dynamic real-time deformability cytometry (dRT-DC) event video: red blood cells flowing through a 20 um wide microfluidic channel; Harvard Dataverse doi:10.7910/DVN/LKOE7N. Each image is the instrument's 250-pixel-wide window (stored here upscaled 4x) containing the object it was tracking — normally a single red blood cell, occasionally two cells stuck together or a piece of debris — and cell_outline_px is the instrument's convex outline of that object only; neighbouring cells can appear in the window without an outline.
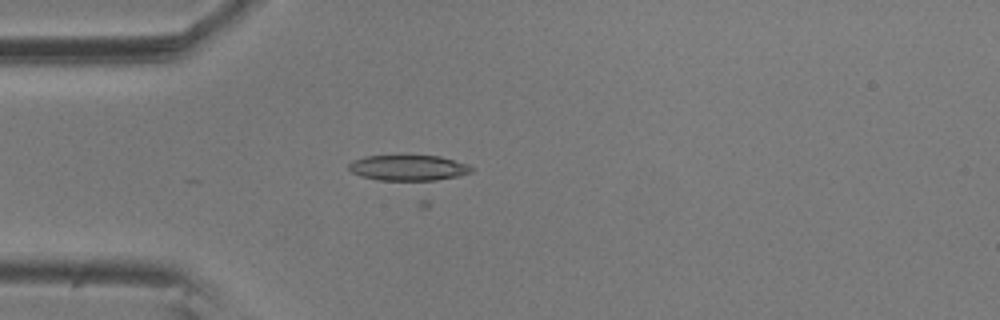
{"species": "common noctule bat (a hibernating species)", "species_latin": "Nyctalus noctula", "temperature_condition": "room temperature", "stored_images_in_passage": 21, "camera_frame_rate_fps": 3000, "um_per_image_px": 0.085, "animal": {"sex": "male", "body_mass_g": 20.5, "forearm_length_mm": 52.5}, "frame": {"image": 1, "passage_image": 13, "time_ms": 4.0, "image_size_px": [1000, 320], "cell_outline_px": [[472, 172], [460, 176], [428, 184], [420, 184], [380, 180], [360, 176], [352, 172], [348, 168], [348, 164], [352, 160], [364, 156], [440, 156], [468, 164], [472, 168]], "centroid_in_image_um": [34.76, 14.33], "position_along_channel_um": 50.2, "area_um2": 19.42}}
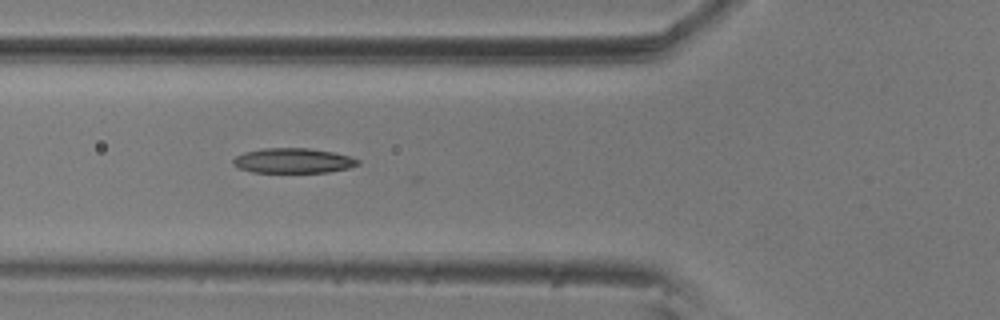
{"frame": {"image": 2, "passage_image": 18, "time_ms": 5.667, "image_size_px": [1000, 320], "cell_outline_px": [[360, 164], [348, 168], [328, 172], [252, 172], [240, 168], [232, 164], [232, 160], [236, 156], [244, 152], [264, 148], [308, 148], [332, 152], [352, 156], [360, 160]], "centroid_in_image_um": [24.93, 13.65], "position_along_channel_um": 100.9, "area_um2": 18.15}}